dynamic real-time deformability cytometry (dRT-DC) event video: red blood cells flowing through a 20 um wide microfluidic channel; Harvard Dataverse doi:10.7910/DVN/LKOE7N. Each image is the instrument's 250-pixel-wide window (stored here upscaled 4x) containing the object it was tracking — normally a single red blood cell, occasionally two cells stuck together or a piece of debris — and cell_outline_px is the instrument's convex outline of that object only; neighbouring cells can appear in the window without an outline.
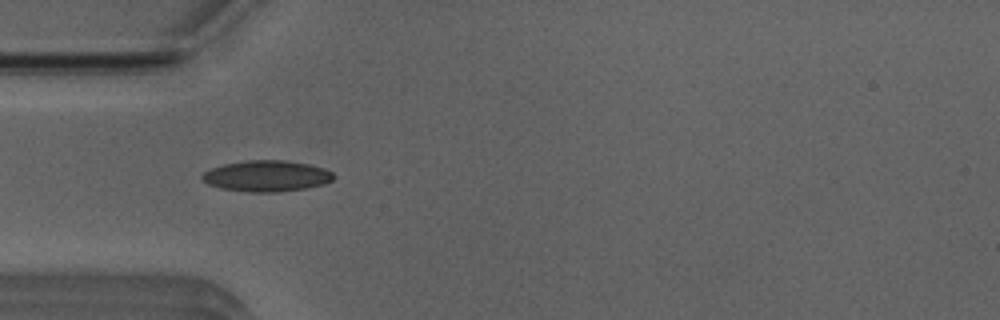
{"species": "Egyptian fruit bat (a non-hibernating species)", "species_latin": "Rousettus aegyptiacus", "temperature_condition": "room temperature", "stored_images_in_passage": 37, "camera_frame_rate_fps": 3000, "um_per_image_px": 0.085, "animal": {"sex": "male"}, "frame": {"image": 1, "passage_image": 1, "time_ms": 0.0, "image_size_px": [1000, 320], "cell_outline_px": [[336, 176], [332, 180], [324, 184], [308, 188], [276, 192], [248, 192], [220, 188], [208, 184], [200, 180], [200, 176], [204, 172], [212, 168], [224, 164], [248, 160], [284, 160], [308, 164], [324, 168], [332, 172]], "centroid_in_image_um": [22.66, 14.96], "position_along_channel_um": 62.3, "area_um2": 23.93}}
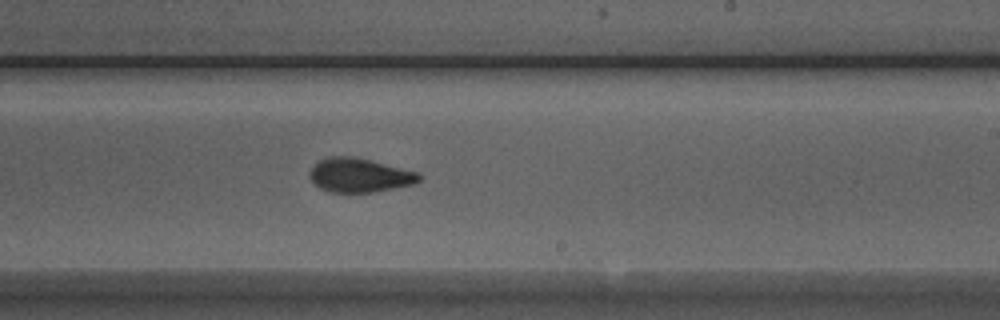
{"frame": {"image": 2, "passage_image": 16, "time_ms": 5.0, "image_size_px": [1000, 320], "cell_outline_px": [[420, 180], [416, 184], [376, 192], [332, 192], [320, 188], [308, 176], [312, 168], [320, 160], [328, 156], [356, 156], [420, 172]], "centroid_in_image_um": [30.61, 14.89], "position_along_channel_um": 258.4, "area_um2": 21.91}}
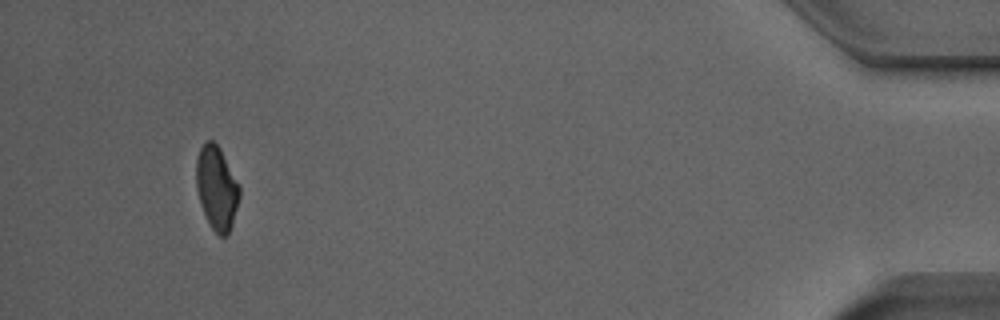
{"frame": {"image": 3, "passage_image": 34, "time_ms": 11.0, "image_size_px": [1000, 320], "cell_outline_px": [[240, 196], [232, 224], [228, 236], [220, 236], [212, 228], [200, 204], [196, 188], [196, 160], [200, 148], [208, 140], [212, 140], [220, 148], [240, 188]], "centroid_in_image_um": [18.41, 15.98], "position_along_channel_um": 416.8, "area_um2": 20.81}, "authors_computed_cell_mechanics": {"area_um2": 21.675, "velocity_mm_per_s": 3.932, "shape_relaxation_time_tau1_ms": 3.8015, "shape_relaxation_time_tau2_ms": 1.3248, "deformation_change_tau1": 0.145, "deformation_change_tau2": 0.0707}}